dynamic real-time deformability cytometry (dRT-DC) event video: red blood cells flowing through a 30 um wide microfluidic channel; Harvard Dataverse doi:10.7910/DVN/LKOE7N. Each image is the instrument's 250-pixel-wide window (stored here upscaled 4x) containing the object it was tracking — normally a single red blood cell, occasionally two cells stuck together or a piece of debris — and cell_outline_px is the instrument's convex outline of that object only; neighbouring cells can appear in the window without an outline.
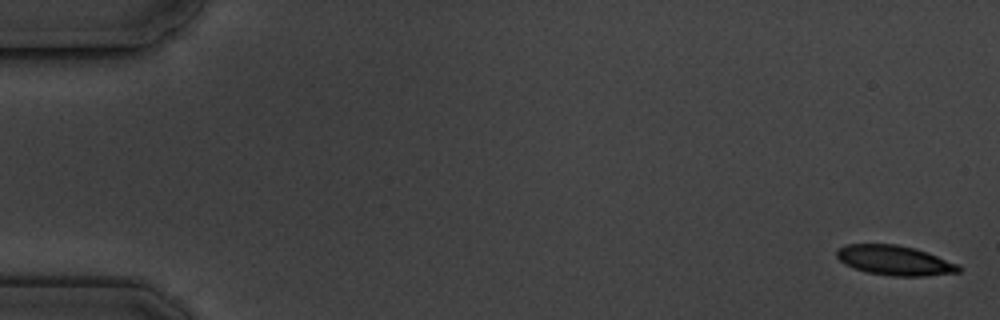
{"species": "common noctule bat (a hibernating species)", "species_latin": "Nyctalus noctula", "temperature_condition": "cold", "stored_images_in_passage": 6, "camera_frame_rate_fps": 3000, "um_per_image_px": 0.085, "animal": {"sex": "male", "body_mass_g": 19.5, "forearm_length_mm": 54.6}, "frame": {"image": 1, "passage_image": 1, "time_ms": 0.0, "image_size_px": [1000, 320], "cell_outline_px": [[960, 272], [924, 276], [892, 276], [868, 272], [852, 268], [844, 264], [836, 256], [836, 252], [840, 248], [848, 244], [896, 244], [916, 248], [960, 264]], "centroid_in_image_um": [76.07, 22.13], "position_along_channel_um": 8.9, "area_um2": 21.21}}